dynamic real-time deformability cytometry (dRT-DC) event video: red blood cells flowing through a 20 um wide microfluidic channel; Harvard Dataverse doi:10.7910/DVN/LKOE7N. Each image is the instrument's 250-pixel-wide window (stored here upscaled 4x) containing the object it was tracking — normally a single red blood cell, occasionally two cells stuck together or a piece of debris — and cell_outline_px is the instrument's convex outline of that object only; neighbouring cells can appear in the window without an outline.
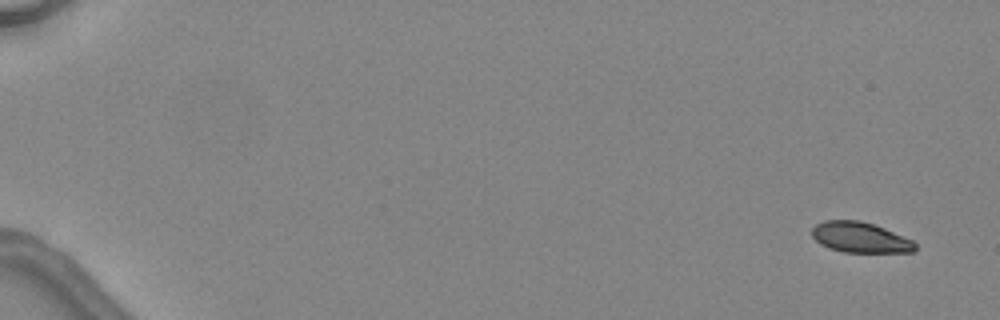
{"species": "common noctule bat (a hibernating species)", "species_latin": "Nyctalus noctula", "temperature_condition": "warm", "stored_images_in_passage": 5, "camera_frame_rate_fps": 3000, "um_per_image_px": 0.085, "animal": {"sex": "female", "body_mass_g": 24.6, "forearm_length_mm": 56.2}, "frame": {"image": 1, "passage_image": 1, "time_ms": 0.0, "image_size_px": [1000, 320], "cell_outline_px": [[916, 252], [844, 252], [828, 248], [820, 244], [812, 236], [812, 228], [816, 224], [824, 220], [860, 220], [884, 228], [912, 240], [916, 244]], "centroid_in_image_um": [73.1, 20.18], "position_along_channel_um": 11.9, "area_um2": 18.32}}
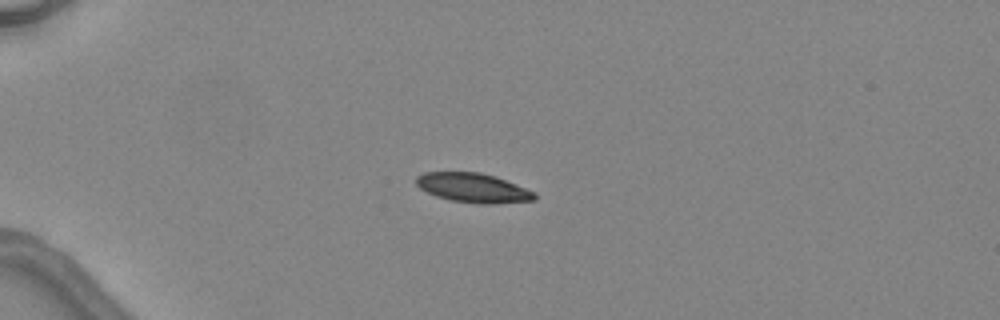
{"frame": {"image": 2, "passage_image": 4, "time_ms": 4.0, "image_size_px": [1000, 320], "cell_outline_px": [[536, 200], [492, 204], [480, 204], [452, 200], [436, 196], [420, 188], [416, 184], [416, 176], [424, 172], [480, 172], [516, 184], [536, 192]], "centroid_in_image_um": [40.22, 15.97], "position_along_channel_um": 44.8, "area_um2": 20.11}}